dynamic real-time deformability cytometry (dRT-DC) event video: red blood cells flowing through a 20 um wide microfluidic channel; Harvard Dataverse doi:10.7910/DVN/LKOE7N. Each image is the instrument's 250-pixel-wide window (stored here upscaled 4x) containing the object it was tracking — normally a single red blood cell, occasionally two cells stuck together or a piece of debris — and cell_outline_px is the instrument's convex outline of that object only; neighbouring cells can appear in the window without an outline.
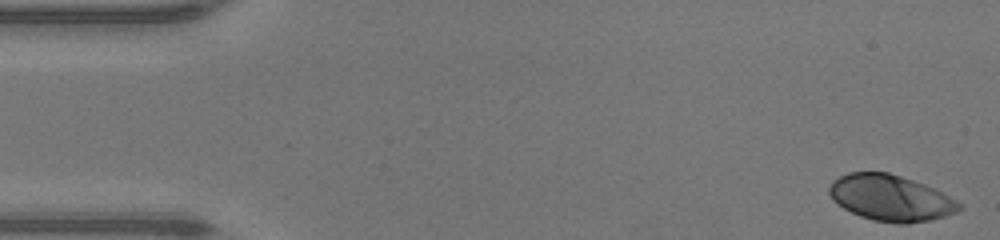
{"species": "human", "species_latin": "Homo sapiens", "temperature_condition": "warm", "stored_images_in_passage": 47, "camera_frame_rate_fps": 3000, "um_per_image_px": 0.085, "donor": {"sex": "male"}, "frame": {"image": 1, "passage_image": 1, "time_ms": 0.0, "image_size_px": [1000, 240], "cell_outline_px": [[964, 208], [956, 212], [944, 216], [928, 220], [908, 224], [896, 224], [872, 220], [860, 216], [836, 204], [832, 200], [828, 192], [828, 188], [832, 180], [848, 172], [888, 172], [924, 184], [964, 204]], "centroid_in_image_um": [75.68, 16.83], "position_along_channel_um": 9.3, "area_um2": 34.97}}
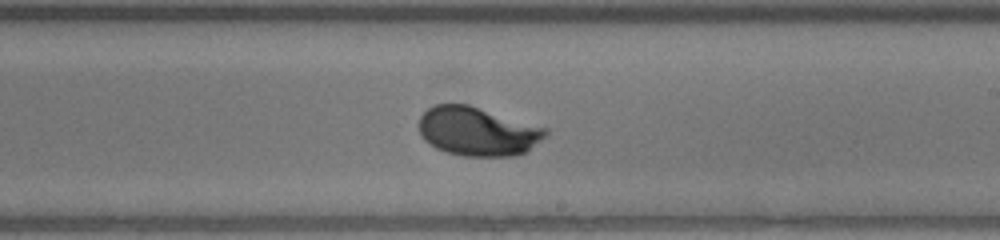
{"frame": {"image": 2, "passage_image": 27, "time_ms": 8.667, "image_size_px": [1000, 240], "cell_outline_px": [[548, 132], [540, 140], [524, 152], [516, 156], [464, 156], [448, 152], [436, 148], [424, 140], [420, 132], [420, 116], [428, 108], [436, 104], [468, 104], [548, 128]], "centroid_in_image_um": [40.58, 11.16], "position_along_channel_um": 248.4, "area_um2": 35.78}}
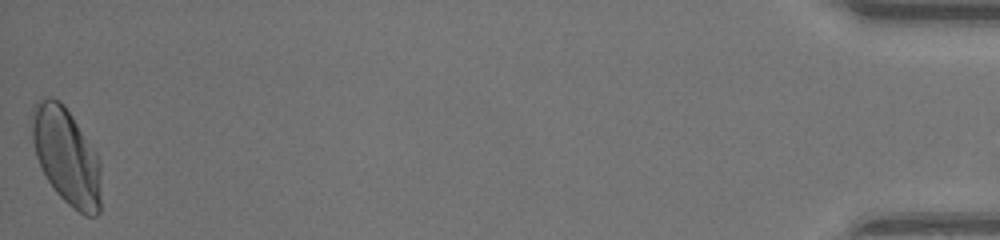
{"frame": {"image": 3, "passage_image": 47, "time_ms": 15.333, "image_size_px": [1000, 240], "cell_outline_px": [[100, 212], [96, 216], [84, 216], [68, 204], [56, 192], [48, 180], [36, 156], [32, 140], [32, 108], [40, 100], [48, 96], [52, 96], [60, 100], [64, 104], [96, 152], [100, 160]], "centroid_in_image_um": [5.65, 13.28], "position_along_channel_um": 429.5, "area_um2": 38.78}, "authors_computed_cell_mechanics": {"area_um2": 35.7204, "velocity_mm_per_s": 4.3265, "shape_relaxation_time_tau1_ms": 2.4209, "shape_relaxation_time_tau2_ms": null, "deformation_change_tau1": 0.1612, "deformation_change_tau2": null}}